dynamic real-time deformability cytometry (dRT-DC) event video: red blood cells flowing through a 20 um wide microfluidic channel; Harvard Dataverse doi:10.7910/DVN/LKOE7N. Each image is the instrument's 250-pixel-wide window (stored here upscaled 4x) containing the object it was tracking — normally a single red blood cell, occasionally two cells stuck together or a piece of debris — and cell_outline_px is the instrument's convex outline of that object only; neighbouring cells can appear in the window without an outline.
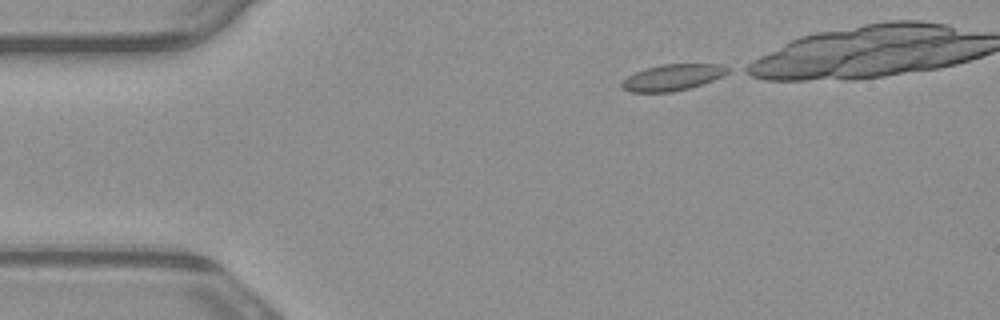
{"species": "common noctule bat (a hibernating species)", "species_latin": "Nyctalus noctula", "temperature_condition": "warm", "stored_images_in_passage": 15, "camera_frame_rate_fps": 3000, "um_per_image_px": 0.085, "animal": {"sex": "male", "body_mass_g": 23.1, "forearm_length_mm": 52.7}, "frame": {"image": 1, "passage_image": 1, "time_ms": 0.0, "image_size_px": [1000, 320], "cell_outline_px": [[732, 72], [724, 76], [688, 88], [672, 92], [628, 92], [620, 88], [620, 84], [628, 76], [644, 68], [660, 64], [720, 64], [732, 68]], "centroid_in_image_um": [57.18, 6.57], "position_along_channel_um": 27.8, "area_um2": 16.42}}
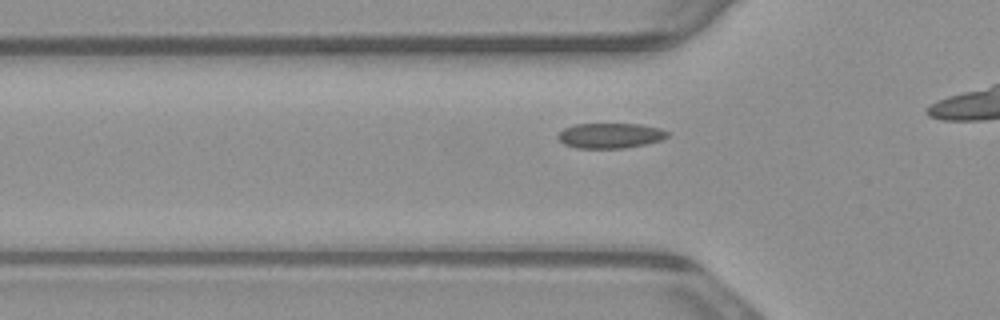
{"frame": {"image": 2, "passage_image": 9, "time_ms": 2.667, "image_size_px": [1000, 320], "cell_outline_px": [[668, 136], [660, 140], [644, 144], [624, 148], [576, 148], [564, 144], [556, 136], [564, 128], [576, 124], [640, 124], [660, 128], [668, 132]], "centroid_in_image_um": [51.85, 11.52], "position_along_channel_um": 74.0, "area_um2": 15.95}}
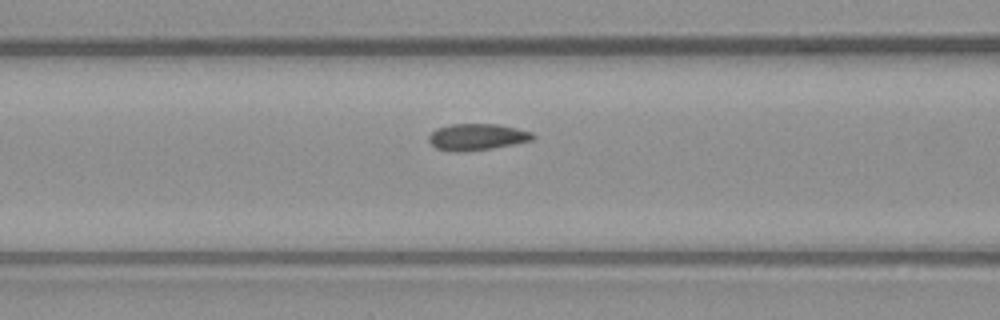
{"frame": {"image": 3, "passage_image": 13, "time_ms": 4.0, "image_size_px": [1000, 320], "cell_outline_px": [[536, 136], [532, 140], [492, 148], [464, 152], [452, 152], [436, 148], [428, 140], [428, 136], [436, 128], [452, 124], [496, 124], [516, 128], [532, 132]], "centroid_in_image_um": [40.52, 11.64], "position_along_channel_um": 126.1, "area_um2": 16.07}}